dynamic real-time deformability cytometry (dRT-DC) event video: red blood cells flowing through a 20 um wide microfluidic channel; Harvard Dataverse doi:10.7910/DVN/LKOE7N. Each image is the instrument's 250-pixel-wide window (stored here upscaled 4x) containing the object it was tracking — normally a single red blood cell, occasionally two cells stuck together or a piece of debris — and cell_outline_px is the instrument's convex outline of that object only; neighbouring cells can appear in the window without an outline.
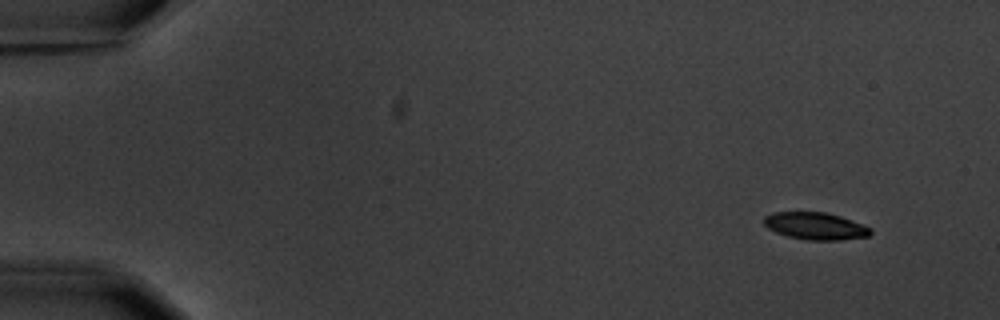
{"species": "common noctule bat (a hibernating species)", "species_latin": "Nyctalus noctula", "temperature_condition": "warm", "stored_images_in_passage": 9, "camera_frame_rate_fps": 3000, "um_per_image_px": 0.085, "animal": {"sex": "male", "body_mass_g": 20.1, "forearm_length_mm": 53.5}, "frame": {"image": 1, "passage_image": 1, "time_ms": 0.0, "image_size_px": [1000, 320], "cell_outline_px": [[872, 232], [868, 236], [840, 240], [808, 240], [788, 236], [776, 232], [768, 228], [764, 224], [764, 216], [772, 212], [824, 212], [840, 216], [852, 220], [872, 228]], "centroid_in_image_um": [69.31, 19.21], "position_along_channel_um": 15.7, "area_um2": 16.88}}
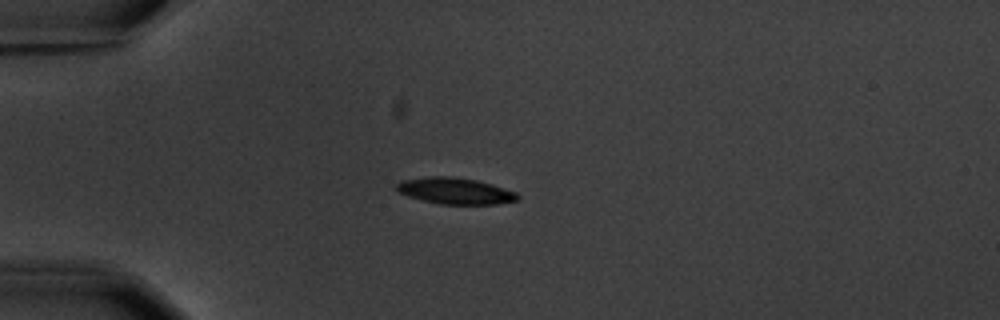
{"frame": {"image": 2, "passage_image": 4, "time_ms": 3.667, "image_size_px": [1000, 320], "cell_outline_px": [[520, 196], [516, 200], [496, 204], [440, 204], [408, 196], [400, 192], [396, 188], [396, 184], [400, 180], [428, 176], [452, 176], [476, 180], [492, 184], [516, 192]], "centroid_in_image_um": [38.68, 16.21], "position_along_channel_um": 46.3, "area_um2": 18.5}}
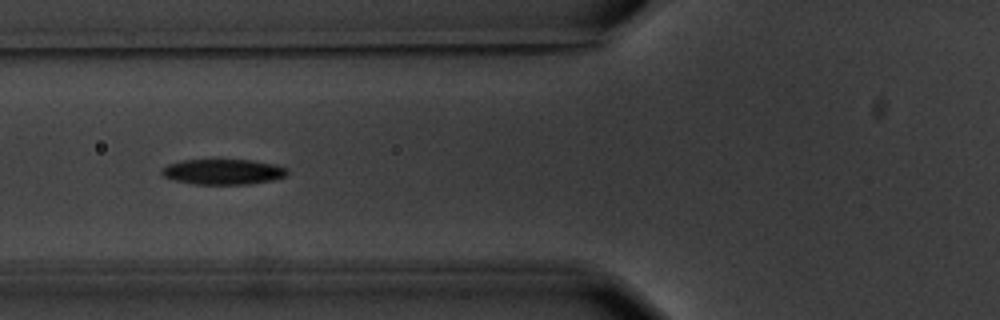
{"frame": {"image": 3, "passage_image": 6, "time_ms": 6.0, "image_size_px": [1000, 320], "cell_outline_px": [[288, 176], [272, 180], [248, 184], [192, 184], [176, 180], [164, 176], [160, 172], [160, 168], [168, 164], [184, 160], [252, 160], [276, 164], [288, 168]], "centroid_in_image_um": [18.99, 14.6], "position_along_channel_um": 106.8, "area_um2": 18.67}}